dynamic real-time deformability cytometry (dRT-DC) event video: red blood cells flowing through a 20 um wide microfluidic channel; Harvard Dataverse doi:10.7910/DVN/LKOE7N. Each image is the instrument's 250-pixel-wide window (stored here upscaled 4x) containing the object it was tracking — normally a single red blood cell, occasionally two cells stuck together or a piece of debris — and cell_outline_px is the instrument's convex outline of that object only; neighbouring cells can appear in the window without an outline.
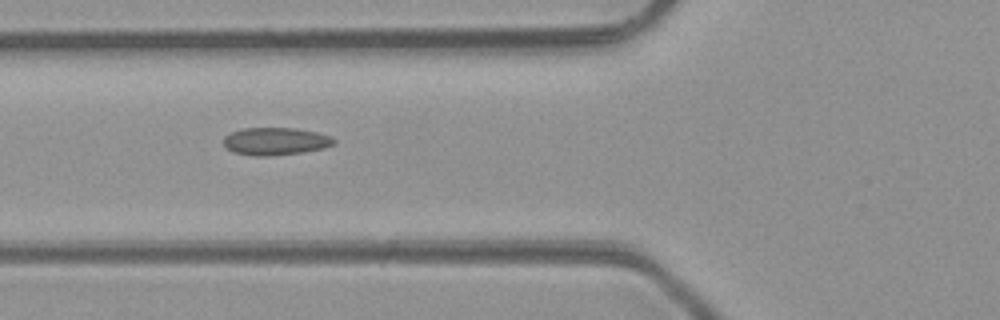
{"species": "common noctule bat (a hibernating species)", "species_latin": "Nyctalus noctula", "temperature_condition": "room temperature", "stored_images_in_passage": 5, "camera_frame_rate_fps": 3000, "um_per_image_px": 0.085, "animal": {"sex": "male", "body_mass_g": 23.1, "forearm_length_mm": 52.7}, "frame": {"image": 1, "passage_image": 4, "time_ms": 4.333, "image_size_px": [1000, 320], "cell_outline_px": [[336, 144], [324, 148], [300, 152], [268, 156], [256, 156], [236, 152], [228, 148], [224, 144], [224, 136], [232, 132], [244, 128], [296, 128], [316, 132], [328, 136], [336, 140]], "centroid_in_image_um": [23.44, 12.0], "position_along_channel_um": 102.4, "area_um2": 17.46}}
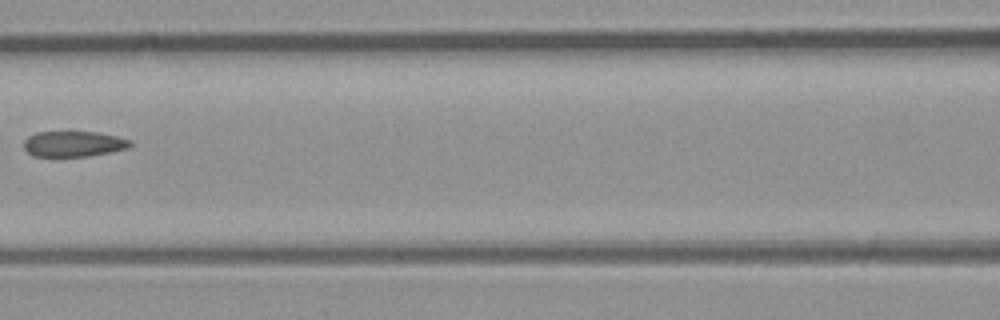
{"frame": {"image": 2, "passage_image": 5, "time_ms": 5.667, "image_size_px": [1000, 320], "cell_outline_px": [[132, 144], [128, 148], [112, 152], [88, 156], [32, 156], [24, 148], [24, 140], [28, 136], [36, 132], [96, 132], [116, 136], [132, 140]], "centroid_in_image_um": [6.26, 12.23], "position_along_channel_um": 160.3, "area_um2": 15.9}}